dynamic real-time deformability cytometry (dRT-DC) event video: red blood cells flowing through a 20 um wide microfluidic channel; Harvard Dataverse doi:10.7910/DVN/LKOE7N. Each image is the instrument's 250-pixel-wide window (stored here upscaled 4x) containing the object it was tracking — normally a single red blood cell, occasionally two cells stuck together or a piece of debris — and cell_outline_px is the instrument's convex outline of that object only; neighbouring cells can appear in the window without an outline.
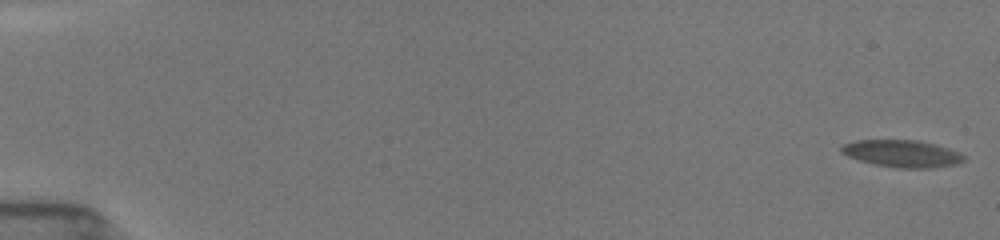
{"species": "common noctule bat (a hibernating species)", "species_latin": "Nyctalus noctula", "temperature_condition": "room temperature", "stored_images_in_passage": 56, "camera_frame_rate_fps": 3000, "um_per_image_px": 0.085, "animal": {"sex": "female", "body_mass_g": 19.5, "forearm_length_mm": 54.1}, "frame": {"image": 1, "passage_image": 1, "time_ms": 0.0, "image_size_px": [1000, 240], "cell_outline_px": [[964, 160], [952, 164], [928, 168], [896, 168], [876, 164], [860, 160], [848, 156], [840, 152], [840, 148], [844, 144], [856, 140], [916, 140], [936, 144], [960, 152], [964, 156]], "centroid_in_image_um": [76.65, 13.04], "position_along_channel_um": 8.3, "area_um2": 19.13}}
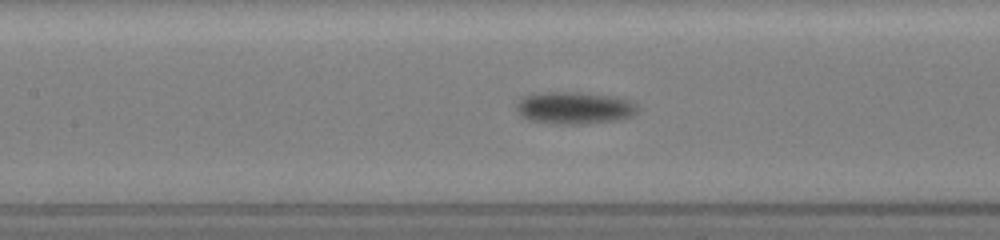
{"frame": {"image": 2, "passage_image": 26, "time_ms": 8.667, "image_size_px": [1000, 240], "cell_outline_px": [[640, 108], [632, 116], [616, 120], [580, 124], [560, 124], [528, 120], [520, 116], [516, 108], [516, 104], [524, 96], [552, 92], [572, 92], [620, 96], [632, 100]], "centroid_in_image_um": [48.88, 9.17], "position_along_channel_um": 158.5, "area_um2": 22.83}}
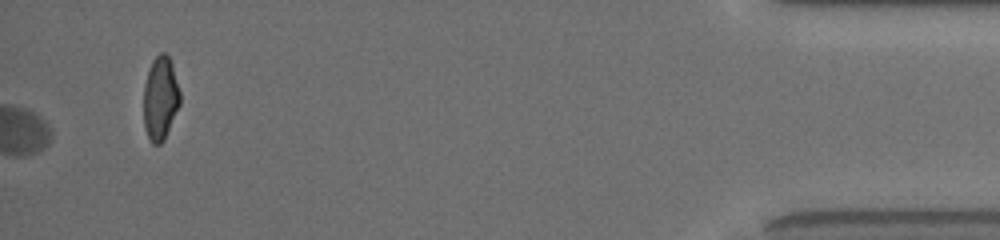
{"frame": {"image": 3, "passage_image": 56, "time_ms": 18.667, "image_size_px": [1000, 240], "cell_outline_px": [[180, 104], [164, 140], [160, 144], [152, 144], [144, 128], [144, 84], [152, 60], [160, 52], [164, 52], [168, 56], [172, 64], [180, 92]], "centroid_in_image_um": [13.63, 8.36], "position_along_channel_um": 421.6, "area_um2": 17.69}, "authors_computed_cell_mechanics": {"area_um2": 20.6635, "velocity_mm_per_s": 3.7198, "shape_relaxation_time_tau1_ms": 3.1393, "shape_relaxation_time_tau2_ms": null, "deformation_change_tau1": 0.098, "deformation_change_tau2": null}}